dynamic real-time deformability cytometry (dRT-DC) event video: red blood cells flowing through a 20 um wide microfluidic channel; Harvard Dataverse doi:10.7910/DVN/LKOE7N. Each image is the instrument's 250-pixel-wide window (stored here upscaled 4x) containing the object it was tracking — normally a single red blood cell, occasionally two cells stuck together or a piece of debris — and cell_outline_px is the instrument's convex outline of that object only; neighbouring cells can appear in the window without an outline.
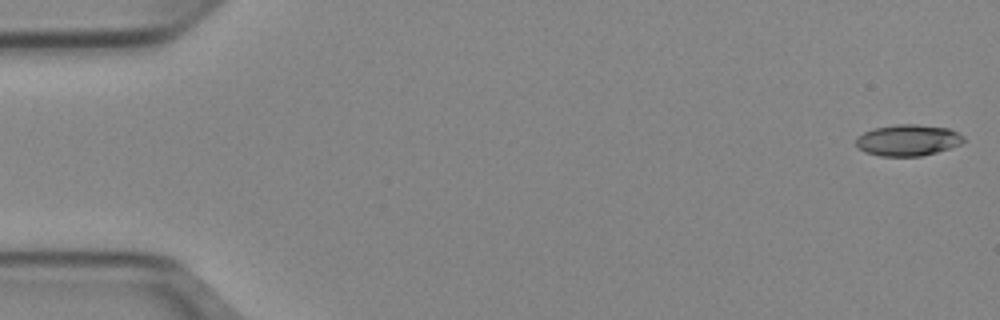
{"species": "Egyptian fruit bat (a non-hibernating species)", "species_latin": "Rousettus aegyptiacus", "temperature_condition": "cold", "stored_images_in_passage": 51, "camera_frame_rate_fps": 3000, "um_per_image_px": 0.085, "animal": {"sex": "female"}, "frame": {"image": 1, "passage_image": 1, "time_ms": 0.0, "image_size_px": [1000, 320], "cell_outline_px": [[964, 140], [960, 144], [936, 152], [920, 156], [880, 156], [864, 152], [856, 144], [856, 136], [864, 132], [876, 128], [900, 124], [916, 124], [948, 128], [964, 136]], "centroid_in_image_um": [77.15, 11.92], "position_along_channel_um": 7.9, "area_um2": 19.42}}
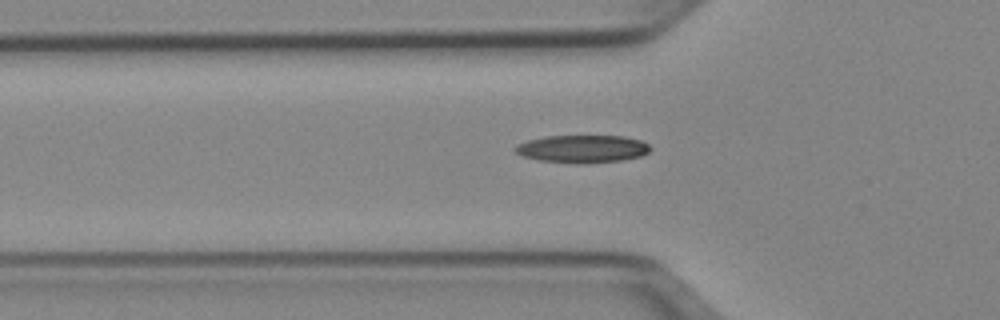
{"frame": {"image": 2, "passage_image": 17, "time_ms": 5.333, "image_size_px": [1000, 320], "cell_outline_px": [[652, 148], [648, 152], [640, 156], [620, 160], [580, 164], [576, 164], [540, 160], [524, 156], [516, 152], [512, 148], [516, 144], [528, 140], [544, 136], [624, 136], [640, 140], [648, 144]], "centroid_in_image_um": [49.48, 12.65], "position_along_channel_um": 76.3, "area_um2": 21.79}}
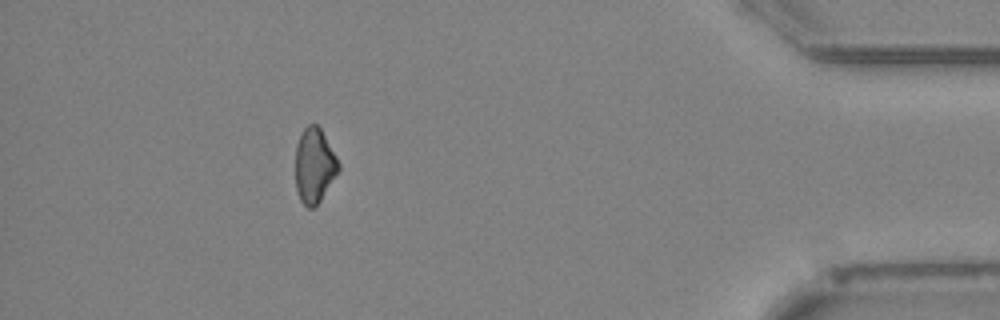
{"frame": {"image": 3, "passage_image": 46, "time_ms": 15.0, "image_size_px": [1000, 320], "cell_outline_px": [[340, 168], [320, 200], [312, 208], [308, 208], [300, 200], [296, 188], [296, 144], [300, 132], [308, 124], [316, 124], [320, 128], [336, 156], [340, 164]], "centroid_in_image_um": [26.7, 14.04], "position_along_channel_um": 408.5, "area_um2": 18.55}, "authors_computed_cell_mechanics": {"area_um2": 20.1144, "velocity_mm_per_s": 3.9711, "shape_relaxation_time_tau1_ms": 9.1381, "shape_relaxation_time_tau2_ms": null, "deformation_change_tau1": 0.1688, "deformation_change_tau2": null}}